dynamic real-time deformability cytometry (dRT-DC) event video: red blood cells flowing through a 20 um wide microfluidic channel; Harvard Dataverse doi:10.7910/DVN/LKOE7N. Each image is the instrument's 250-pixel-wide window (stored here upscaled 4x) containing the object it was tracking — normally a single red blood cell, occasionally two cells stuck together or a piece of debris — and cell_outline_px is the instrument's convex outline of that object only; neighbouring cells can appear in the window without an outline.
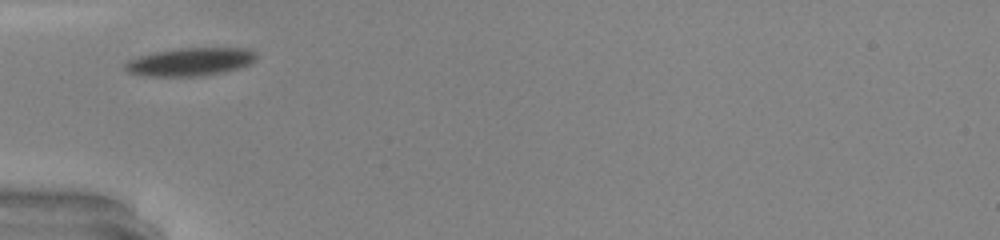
{"species": "common noctule bat (a hibernating species)", "species_latin": "Nyctalus noctula", "temperature_condition": "warm", "stored_images_in_passage": 25, "camera_frame_rate_fps": 3000, "um_per_image_px": 0.085, "animal": {"sex": "male", "body_mass_g": 20.0, "forearm_length_mm": 53.3}, "frame": {"image": 1, "passage_image": 1, "time_ms": 0.0, "image_size_px": [1000, 240], "cell_outline_px": [[256, 56], [248, 64], [236, 68], [220, 72], [200, 76], [148, 76], [128, 72], [124, 68], [124, 64], [128, 60], [140, 56], [156, 52], [184, 48], [244, 48], [256, 52]], "centroid_in_image_um": [16.13, 5.25], "position_along_channel_um": 68.9, "area_um2": 20.92}, "authors_computed_cell_mechanics": {"area_um2": 21.6172, "velocity_mm_per_s": 4.0345, "shape_relaxation_time_tau1_ms": 1.7612, "shape_relaxation_time_tau2_ms": null, "deformation_change_tau1": 0.1299, "deformation_change_tau2": null}}